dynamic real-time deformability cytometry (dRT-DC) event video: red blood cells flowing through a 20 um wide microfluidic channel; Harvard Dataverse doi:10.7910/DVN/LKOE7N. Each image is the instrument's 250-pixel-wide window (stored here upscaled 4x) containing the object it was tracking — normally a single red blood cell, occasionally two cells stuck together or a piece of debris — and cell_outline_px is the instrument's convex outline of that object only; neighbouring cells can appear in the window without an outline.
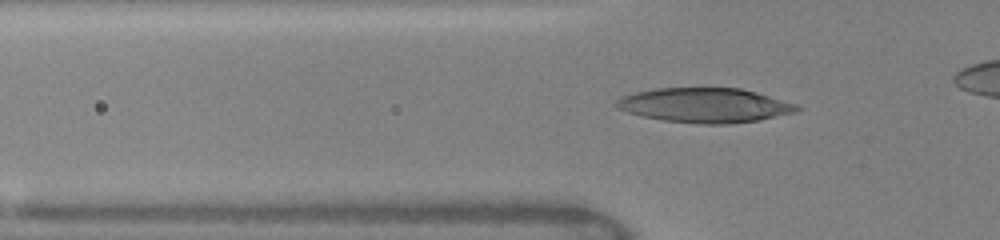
{"species": "human", "species_latin": "Homo sapiens", "temperature_condition": "warm", "stored_images_in_passage": 56, "camera_frame_rate_fps": 3000, "um_per_image_px": 0.085, "donor": {"sex": "female"}, "frame": {"image": 1, "passage_image": 20, "time_ms": 5.333, "image_size_px": [1000, 240], "cell_outline_px": [[800, 108], [796, 112], [760, 120], [732, 124], [700, 124], [664, 120], [644, 116], [628, 112], [616, 108], [612, 104], [620, 96], [636, 92], [656, 88], [740, 88], [756, 92], [796, 104]], "centroid_in_image_um": [59.88, 8.95], "position_along_channel_um": 65.9, "area_um2": 36.41}}
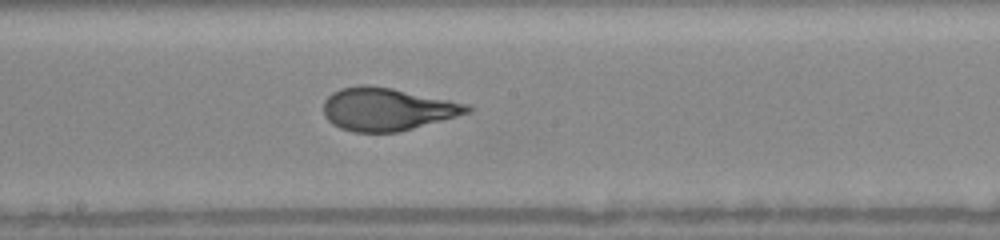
{"frame": {"image": 2, "passage_image": 35, "time_ms": 9.0, "image_size_px": [1000, 240], "cell_outline_px": [[476, 108], [472, 112], [412, 128], [396, 132], [356, 132], [340, 128], [332, 124], [324, 116], [324, 100], [332, 92], [340, 88], [360, 84], [368, 84], [392, 88], [468, 104]], "centroid_in_image_um": [32.89, 9.27], "position_along_channel_um": 215.3, "area_um2": 35.84}}
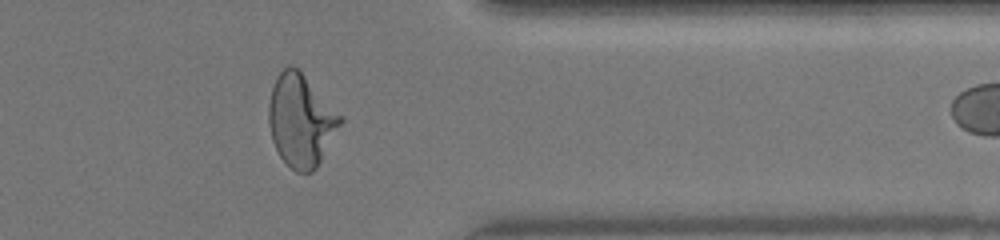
{"frame": {"image": 3, "passage_image": 52, "time_ms": 13.333, "image_size_px": [1000, 240], "cell_outline_px": [[344, 120], [316, 168], [312, 172], [296, 172], [280, 156], [272, 140], [268, 124], [268, 104], [272, 88], [276, 76], [288, 64], [300, 68], [344, 116]], "centroid_in_image_um": [25.6, 10.18], "position_along_channel_um": 385.8, "area_um2": 39.07}}